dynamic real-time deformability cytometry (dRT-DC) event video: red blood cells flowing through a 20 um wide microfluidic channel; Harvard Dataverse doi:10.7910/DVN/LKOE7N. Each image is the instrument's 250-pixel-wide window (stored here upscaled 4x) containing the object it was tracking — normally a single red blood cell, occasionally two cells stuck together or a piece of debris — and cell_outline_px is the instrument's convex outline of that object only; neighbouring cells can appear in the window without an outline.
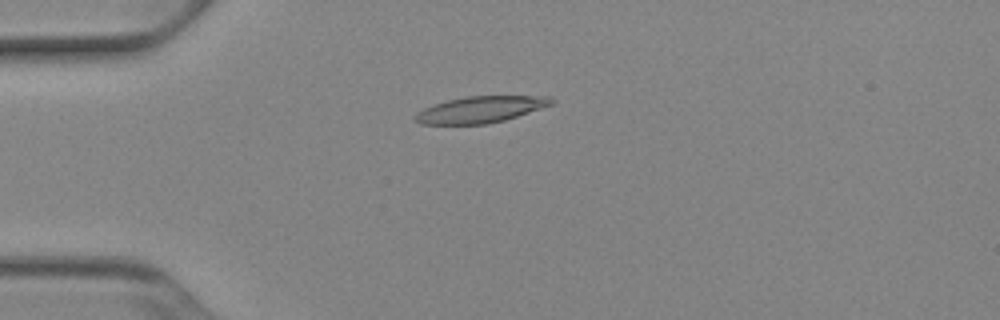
{"species": "Egyptian fruit bat (a non-hibernating species)", "species_latin": "Rousettus aegyptiacus", "temperature_condition": "cold", "stored_images_in_passage": 53, "camera_frame_rate_fps": 3000, "um_per_image_px": 0.085, "animal": {"sex": "female"}, "frame": {"image": 1, "passage_image": 14, "time_ms": 4.333, "image_size_px": [1000, 320], "cell_outline_px": [[556, 100], [552, 104], [504, 120], [488, 124], [420, 124], [412, 120], [412, 116], [416, 112], [424, 108], [448, 100], [464, 96], [552, 96]], "centroid_in_image_um": [40.8, 9.31], "position_along_channel_um": 44.2, "area_um2": 20.98}}
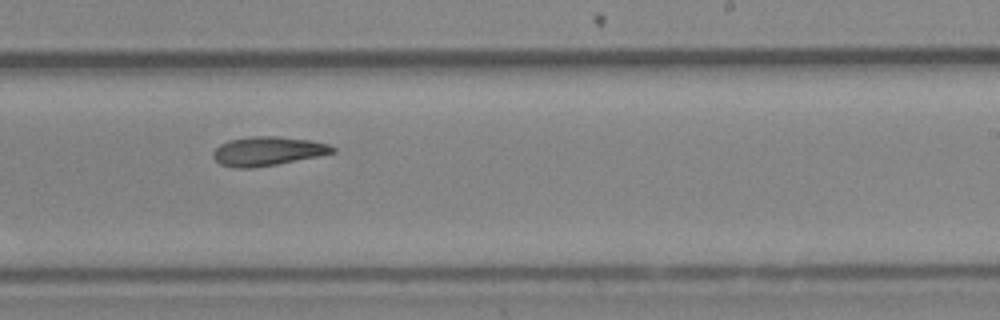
{"frame": {"image": 2, "passage_image": 33, "time_ms": 10.667, "image_size_px": [1000, 320], "cell_outline_px": [[336, 152], [276, 164], [252, 168], [232, 168], [220, 164], [212, 156], [212, 152], [220, 144], [228, 140], [248, 136], [276, 136], [308, 140], [328, 144], [336, 148]], "centroid_in_image_um": [22.69, 12.84], "position_along_channel_um": 266.3, "area_um2": 20.11}}
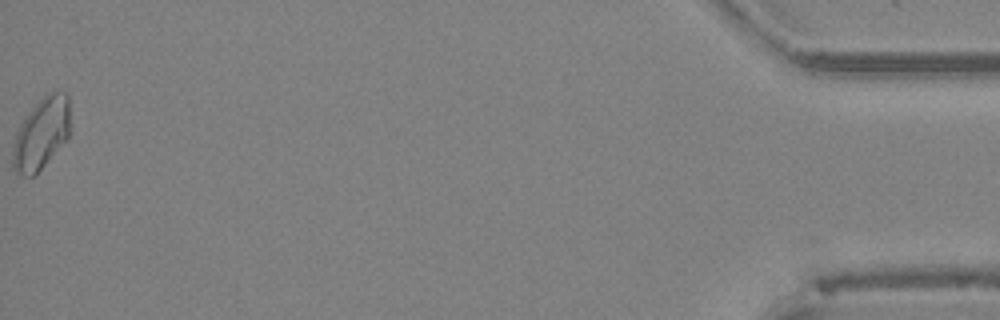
{"frame": {"image": 3, "passage_image": 53, "time_ms": 17.333, "image_size_px": [1000, 320], "cell_outline_px": [[68, 136], [36, 176], [20, 176], [12, 168], [12, 144], [16, 132], [20, 124], [28, 112], [48, 92], [68, 92]], "centroid_in_image_um": [3.46, 11.4], "position_along_channel_um": 431.7, "area_um2": 23.81}}